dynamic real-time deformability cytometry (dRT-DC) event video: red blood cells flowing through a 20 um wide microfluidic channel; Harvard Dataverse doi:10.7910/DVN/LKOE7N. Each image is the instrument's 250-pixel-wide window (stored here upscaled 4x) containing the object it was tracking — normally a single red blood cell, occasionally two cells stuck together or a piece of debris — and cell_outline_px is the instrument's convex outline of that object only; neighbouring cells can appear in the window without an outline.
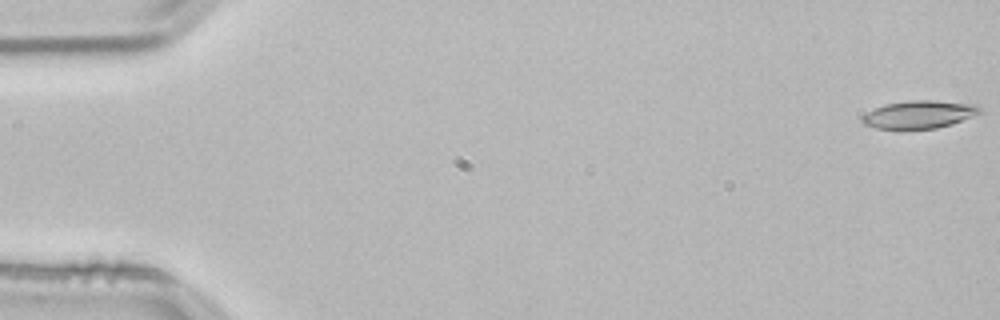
{"species": "common noctule bat (a hibernating species)", "species_latin": "Nyctalus noctula", "temperature_condition": "room temperature", "stored_images_in_passage": 54, "camera_frame_rate_fps": 3000, "um_per_image_px": 0.085, "animal": {"sex": "male", "body_mass_g": 21.5, "forearm_length_mm": 52.0}, "frame": {"image": 1, "passage_image": 1, "time_ms": 0.0, "image_size_px": [1000, 320], "cell_outline_px": [[984, 112], [952, 124], [936, 128], [876, 128], [864, 124], [860, 120], [860, 116], [884, 104], [908, 100], [936, 100], [976, 104]], "centroid_in_image_um": [78.15, 9.71], "position_along_channel_um": 6.8, "area_um2": 19.07}}
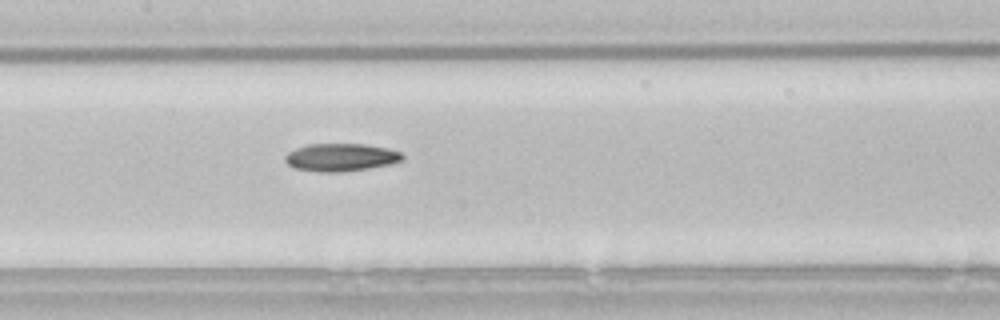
{"frame": {"image": 2, "passage_image": 26, "time_ms": 8.333, "image_size_px": [1000, 320], "cell_outline_px": [[404, 160], [392, 164], [368, 168], [340, 172], [320, 172], [296, 168], [288, 164], [284, 160], [284, 156], [288, 152], [296, 148], [308, 144], [364, 144], [388, 148], [400, 152], [404, 156]], "centroid_in_image_um": [28.99, 13.37], "position_along_channel_um": 178.4, "area_um2": 19.02}}
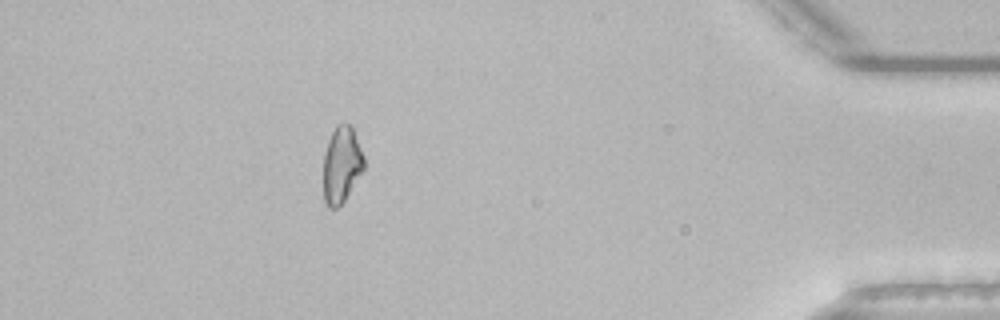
{"frame": {"image": 3, "passage_image": 48, "time_ms": 15.667, "image_size_px": [1000, 320], "cell_outline_px": [[364, 168], [344, 200], [336, 208], [328, 208], [324, 200], [324, 156], [328, 140], [336, 124], [344, 120], [352, 128], [364, 156]], "centroid_in_image_um": [29.02, 13.96], "position_along_channel_um": 406.2, "area_um2": 17.86}}